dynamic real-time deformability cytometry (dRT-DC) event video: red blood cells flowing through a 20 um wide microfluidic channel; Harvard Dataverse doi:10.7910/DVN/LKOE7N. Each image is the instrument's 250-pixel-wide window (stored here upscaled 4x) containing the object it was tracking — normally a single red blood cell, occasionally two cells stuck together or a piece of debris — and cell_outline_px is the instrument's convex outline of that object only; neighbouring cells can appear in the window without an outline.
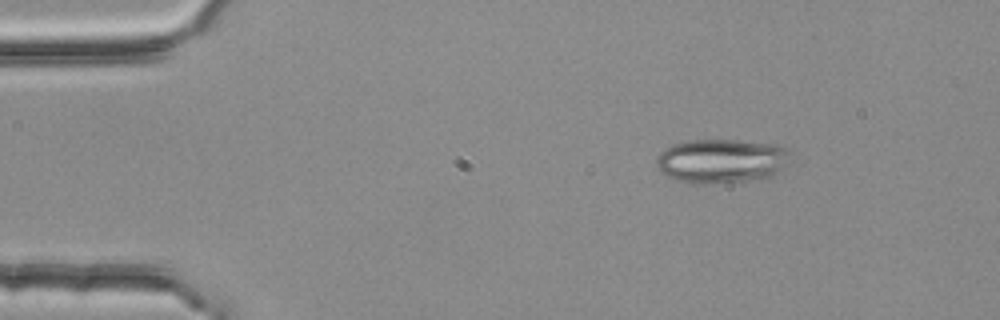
{"species": "common noctule bat (a hibernating species)", "species_latin": "Nyctalus noctula", "temperature_condition": "room temperature", "stored_images_in_passage": 4, "camera_frame_rate_fps": 3000, "um_per_image_px": 0.085, "animal": {"sex": "female", "body_mass_g": 25.1}, "frame": {"image": 1, "passage_image": 1, "time_ms": 0.0, "image_size_px": [1000, 320], "cell_outline_px": [[788, 164], [772, 176], [764, 180], [708, 184], [692, 184], [676, 180], [660, 172], [656, 164], [656, 156], [664, 148], [688, 140], [736, 140], [780, 144], [784, 148]], "centroid_in_image_um": [61.3, 13.7], "position_along_channel_um": 23.7, "area_um2": 34.91}}